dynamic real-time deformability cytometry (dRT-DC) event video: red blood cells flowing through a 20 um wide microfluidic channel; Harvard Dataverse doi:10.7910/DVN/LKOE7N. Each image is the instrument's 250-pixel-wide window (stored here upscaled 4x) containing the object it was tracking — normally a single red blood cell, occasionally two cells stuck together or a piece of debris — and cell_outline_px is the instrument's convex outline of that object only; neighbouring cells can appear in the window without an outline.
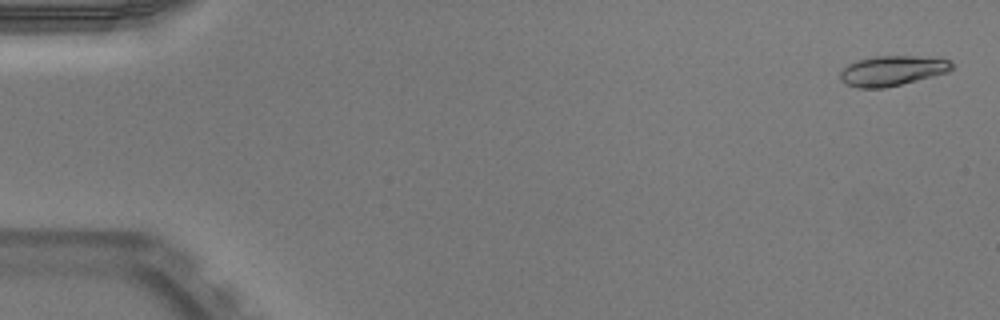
{"species": "Egyptian fruit bat (a non-hibernating species)", "species_latin": "Rousettus aegyptiacus", "temperature_condition": "warm", "stored_images_in_passage": 51, "camera_frame_rate_fps": 3000, "um_per_image_px": 0.085, "animal": {"sex": "male"}, "frame": {"image": 1, "passage_image": 2, "time_ms": 0.333, "image_size_px": [1000, 320], "cell_outline_px": [[952, 68], [948, 72], [884, 88], [856, 88], [844, 84], [840, 80], [840, 72], [848, 64], [856, 60], [876, 56], [916, 56], [948, 60], [952, 64]], "centroid_in_image_um": [75.76, 6.02], "position_along_channel_um": 9.2, "area_um2": 19.36}}
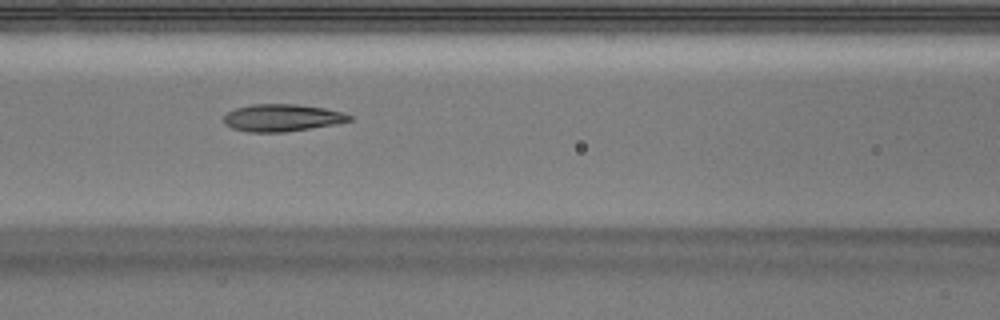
{"frame": {"image": 2, "passage_image": 23, "time_ms": 7.333, "image_size_px": [1000, 320], "cell_outline_px": [[352, 120], [332, 124], [284, 132], [248, 132], [232, 128], [224, 124], [224, 116], [228, 112], [236, 108], [252, 104], [296, 104], [324, 108], [340, 112], [352, 116]], "centroid_in_image_um": [23.92, 10.01], "position_along_channel_um": 142.7, "area_um2": 19.65}}
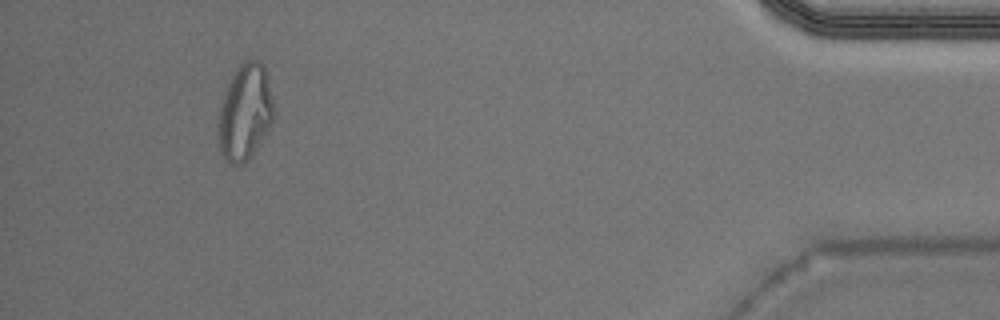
{"frame": {"image": 3, "passage_image": 48, "time_ms": 15.667, "image_size_px": [1000, 320], "cell_outline_px": [[272, 124], [248, 160], [240, 168], [224, 160], [220, 152], [216, 124], [220, 108], [228, 84], [236, 68], [244, 60], [256, 60], [264, 64], [272, 100]], "centroid_in_image_um": [20.78, 9.6], "position_along_channel_um": 414.4, "area_um2": 31.04}, "authors_computed_cell_mechanics": {"area_um2": 19.9988, "velocity_mm_per_s": 3.9863, "shape_relaxation_time_tau1_ms": 7.6857, "shape_relaxation_time_tau2_ms": 3.254, "deformation_change_tau1": 0.2408, "deformation_change_tau2": 0.1091}}